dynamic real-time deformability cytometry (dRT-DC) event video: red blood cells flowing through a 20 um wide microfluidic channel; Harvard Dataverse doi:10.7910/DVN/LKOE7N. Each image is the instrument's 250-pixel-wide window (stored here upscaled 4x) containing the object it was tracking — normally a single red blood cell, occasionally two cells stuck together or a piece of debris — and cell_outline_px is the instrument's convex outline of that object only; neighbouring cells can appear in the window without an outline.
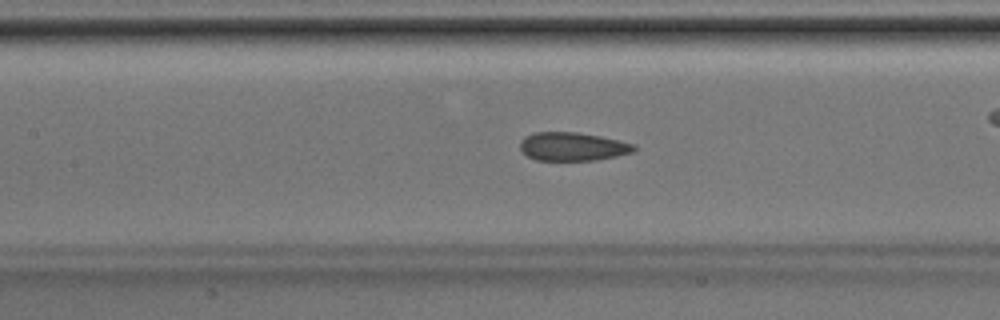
{"species": "Egyptian fruit bat (a non-hibernating species)", "species_latin": "Rousettus aegyptiacus", "temperature_condition": "room temperature", "stored_images_in_passage": 41, "camera_frame_rate_fps": 3000, "um_per_image_px": 0.085, "animal": {"sex": "male"}, "frame": {"image": 1, "passage_image": 18, "time_ms": 5.667, "image_size_px": [1000, 320], "cell_outline_px": [[636, 148], [632, 152], [616, 156], [596, 160], [536, 160], [528, 156], [520, 148], [520, 140], [524, 136], [536, 132], [576, 132], [600, 136], [636, 144]], "centroid_in_image_um": [48.67, 12.45], "position_along_channel_um": 158.7, "area_um2": 18.84}}